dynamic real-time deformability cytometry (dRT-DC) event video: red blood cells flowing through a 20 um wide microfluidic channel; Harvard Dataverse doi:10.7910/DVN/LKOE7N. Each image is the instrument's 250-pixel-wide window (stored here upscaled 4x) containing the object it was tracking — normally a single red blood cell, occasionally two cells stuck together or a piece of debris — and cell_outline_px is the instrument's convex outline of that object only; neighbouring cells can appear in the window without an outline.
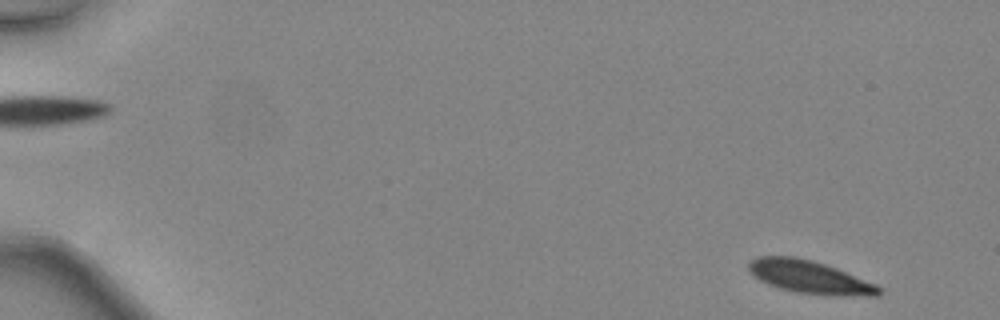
{"species": "common noctule bat (a hibernating species)", "species_latin": "Nyctalus noctula", "temperature_condition": "warm", "stored_images_in_passage": 46, "camera_frame_rate_fps": 3000, "um_per_image_px": 0.085, "animal": {"sex": "female", "body_mass_g": 24.6, "forearm_length_mm": 56.2}, "frame": {"image": 1, "passage_image": 2, "time_ms": 0.333, "image_size_px": [1000, 320], "cell_outline_px": [[880, 296], [828, 296], [796, 292], [780, 288], [768, 284], [760, 280], [748, 268], [748, 264], [756, 256], [792, 256], [812, 260], [836, 268], [876, 284], [880, 288]], "centroid_in_image_um": [68.85, 23.56], "position_along_channel_um": 16.2, "area_um2": 24.85}}
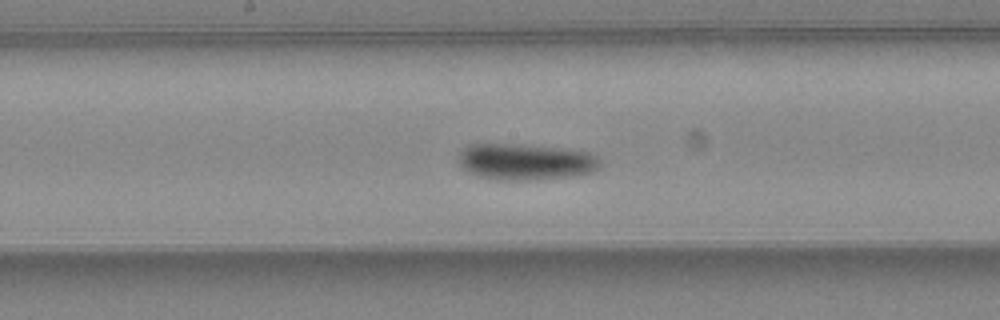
{"frame": {"image": 2, "passage_image": 25, "time_ms": 8.0, "image_size_px": [1000, 320], "cell_outline_px": [[600, 168], [592, 172], [576, 176], [536, 180], [496, 180], [476, 176], [468, 172], [456, 160], [464, 144], [520, 144], [564, 148], [592, 152], [600, 160]], "centroid_in_image_um": [44.67, 13.75], "position_along_channel_um": 203.5, "area_um2": 30.75}}
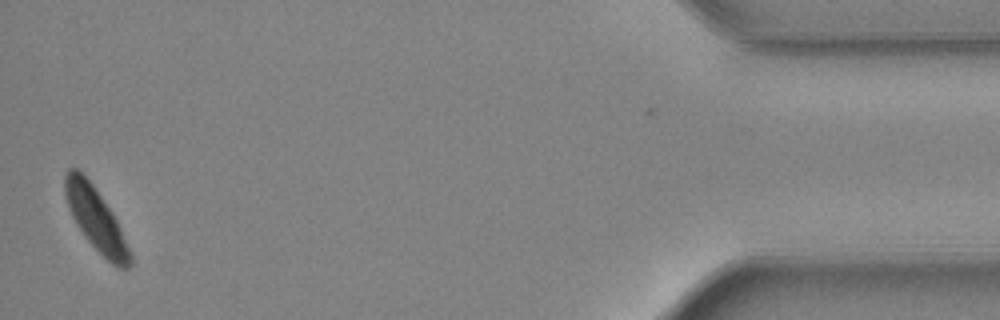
{"frame": {"image": 3, "passage_image": 45, "time_ms": 14.667, "image_size_px": [1000, 320], "cell_outline_px": [[132, 264], [128, 268], [116, 268], [88, 240], [76, 224], [72, 216], [64, 192], [64, 176], [68, 168], [76, 168], [92, 184], [112, 212], [120, 228], [132, 256]], "centroid_in_image_um": [8.15, 18.63], "position_along_channel_um": 427.1, "area_um2": 23.24}, "authors_computed_cell_mechanics": {"area_um2": 26.9348, "velocity_mm_per_s": 4.4855, "shape_relaxation_time_tau1_ms": 3.8355, "shape_relaxation_time_tau2_ms": null, "deformation_change_tau1": 0.1357, "deformation_change_tau2": null}}